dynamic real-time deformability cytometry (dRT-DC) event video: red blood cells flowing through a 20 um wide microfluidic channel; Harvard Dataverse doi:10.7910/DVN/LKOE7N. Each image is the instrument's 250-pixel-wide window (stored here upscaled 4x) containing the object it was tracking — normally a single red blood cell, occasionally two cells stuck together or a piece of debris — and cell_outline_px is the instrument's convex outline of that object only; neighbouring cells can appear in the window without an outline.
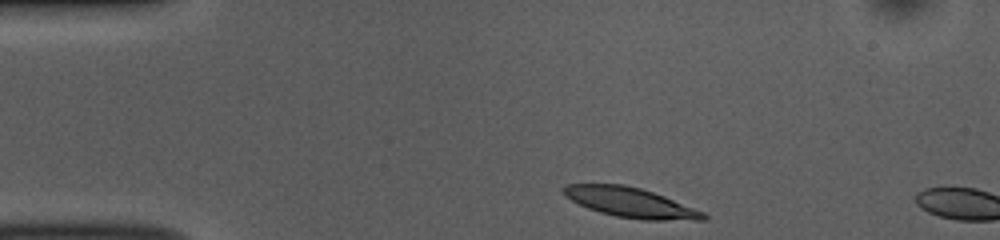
{"species": "common noctule bat (a hibernating species)", "species_latin": "Nyctalus noctula", "temperature_condition": "room temperature", "stored_images_in_passage": 3, "camera_frame_rate_fps": 3000, "um_per_image_px": 0.085, "animal": {"sex": "female", "body_mass_g": 10.0, "forearm_length_mm": 53.1}, "frame": {"image": 1, "passage_image": 1, "time_ms": 0.0, "image_size_px": [1000, 240], "cell_outline_px": [[708, 220], [640, 220], [616, 216], [600, 212], [588, 208], [564, 196], [560, 188], [568, 184], [624, 184], [640, 188], [664, 196], [704, 212], [708, 216]], "centroid_in_image_um": [53.59, 17.22], "position_along_channel_um": 31.4, "area_um2": 24.28}}